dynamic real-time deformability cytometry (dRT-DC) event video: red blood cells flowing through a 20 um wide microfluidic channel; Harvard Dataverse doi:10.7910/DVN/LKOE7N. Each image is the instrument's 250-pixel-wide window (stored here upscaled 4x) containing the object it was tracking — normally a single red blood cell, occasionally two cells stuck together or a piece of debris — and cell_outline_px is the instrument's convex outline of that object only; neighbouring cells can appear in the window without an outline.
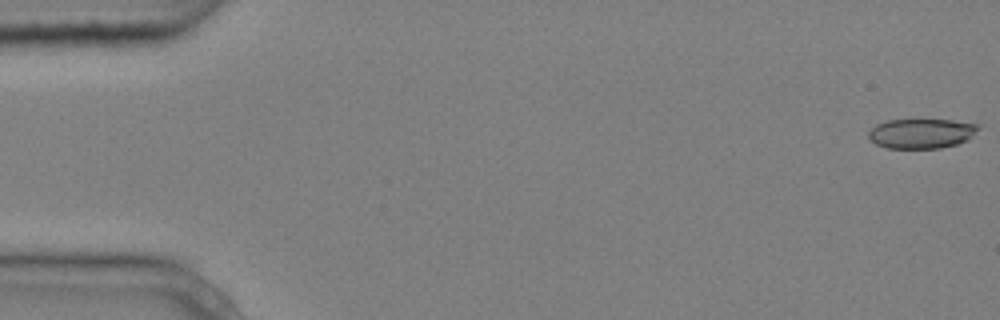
{"species": "common noctule bat (a hibernating species)", "species_latin": "Nyctalus noctula", "temperature_condition": "cold", "stored_images_in_passage": 5, "camera_frame_rate_fps": 3000, "um_per_image_px": 0.085, "animal": {"sex": "male", "body_mass_g": 20.4}, "frame": {"image": 1, "passage_image": 1, "time_ms": 0.0, "image_size_px": [1000, 320], "cell_outline_px": [[980, 128], [968, 140], [956, 144], [940, 148], [888, 148], [876, 144], [868, 136], [868, 132], [876, 124], [888, 120], [952, 120], [980, 124]], "centroid_in_image_um": [78.35, 11.34], "position_along_channel_um": 6.7, "area_um2": 19.02}}
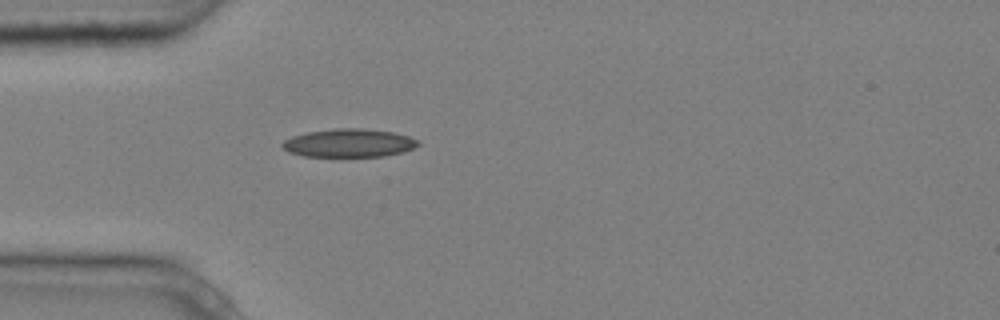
{"frame": {"image": 2, "passage_image": 5, "time_ms": 1.333, "image_size_px": [1000, 320], "cell_outline_px": [[420, 144], [404, 152], [384, 156], [304, 156], [288, 152], [280, 144], [284, 140], [292, 136], [308, 132], [336, 128], [360, 128], [392, 132], [408, 136], [420, 140]], "centroid_in_image_um": [29.67, 12.15], "position_along_channel_um": 55.3, "area_um2": 22.31}}